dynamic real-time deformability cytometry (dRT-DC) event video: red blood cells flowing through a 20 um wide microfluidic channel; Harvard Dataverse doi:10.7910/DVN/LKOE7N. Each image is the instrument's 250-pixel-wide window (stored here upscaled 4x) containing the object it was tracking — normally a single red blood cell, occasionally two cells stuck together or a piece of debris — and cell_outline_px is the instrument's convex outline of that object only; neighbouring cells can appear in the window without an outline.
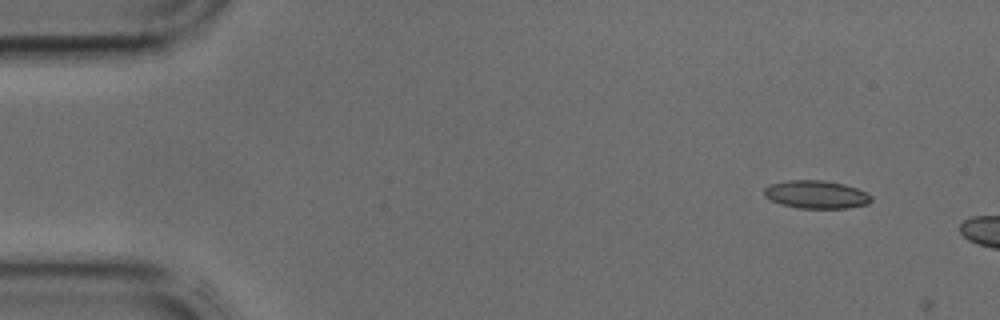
{"species": "common noctule bat (a hibernating species)", "species_latin": "Nyctalus noctula", "temperature_condition": "cold", "stored_images_in_passage": 3, "camera_frame_rate_fps": 3000, "um_per_image_px": 0.085, "animal": {"sex": "male", "body_mass_g": 17.9, "forearm_length_mm": 54.2}, "frame": {"image": 1, "passage_image": 1, "time_ms": 0.0, "image_size_px": [1000, 320], "cell_outline_px": [[872, 200], [868, 204], [848, 208], [800, 208], [780, 204], [764, 196], [764, 188], [772, 184], [788, 180], [820, 180], [844, 184], [868, 192], [872, 196]], "centroid_in_image_um": [69.41, 16.53], "position_along_channel_um": 15.6, "area_um2": 17.46}}